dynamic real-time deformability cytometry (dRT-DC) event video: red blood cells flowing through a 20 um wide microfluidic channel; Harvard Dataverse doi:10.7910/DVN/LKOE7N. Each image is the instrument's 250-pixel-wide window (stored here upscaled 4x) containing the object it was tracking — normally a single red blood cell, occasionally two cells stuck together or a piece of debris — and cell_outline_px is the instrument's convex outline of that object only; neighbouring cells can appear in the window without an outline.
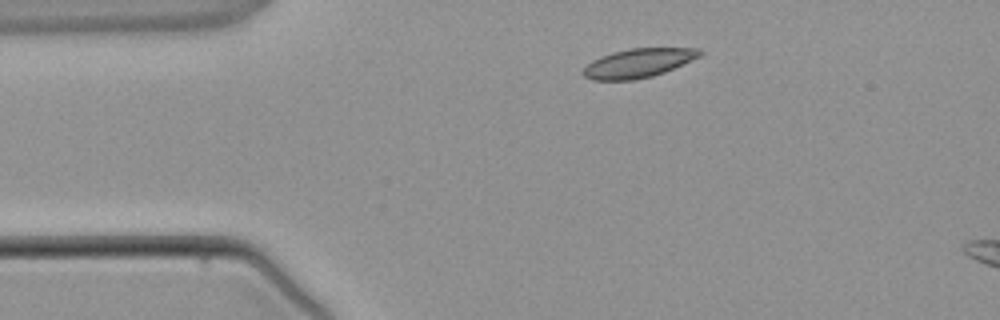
{"species": "common noctule bat (a hibernating species)", "species_latin": "Nyctalus noctula", "temperature_condition": "warm", "stored_images_in_passage": 2, "camera_frame_rate_fps": 3000, "um_per_image_px": 0.085, "animal": {"sex": "male", "body_mass_g": 21.5, "forearm_length_mm": 52.0}, "frame": {"image": 1, "passage_image": 1, "time_ms": 0.0, "image_size_px": [1000, 320], "cell_outline_px": [[704, 52], [700, 56], [664, 72], [652, 76], [632, 80], [592, 80], [584, 76], [580, 72], [592, 60], [600, 56], [612, 52], [632, 48], [700, 48]], "centroid_in_image_um": [54.23, 5.36], "position_along_channel_um": 30.8, "area_um2": 19.65}}